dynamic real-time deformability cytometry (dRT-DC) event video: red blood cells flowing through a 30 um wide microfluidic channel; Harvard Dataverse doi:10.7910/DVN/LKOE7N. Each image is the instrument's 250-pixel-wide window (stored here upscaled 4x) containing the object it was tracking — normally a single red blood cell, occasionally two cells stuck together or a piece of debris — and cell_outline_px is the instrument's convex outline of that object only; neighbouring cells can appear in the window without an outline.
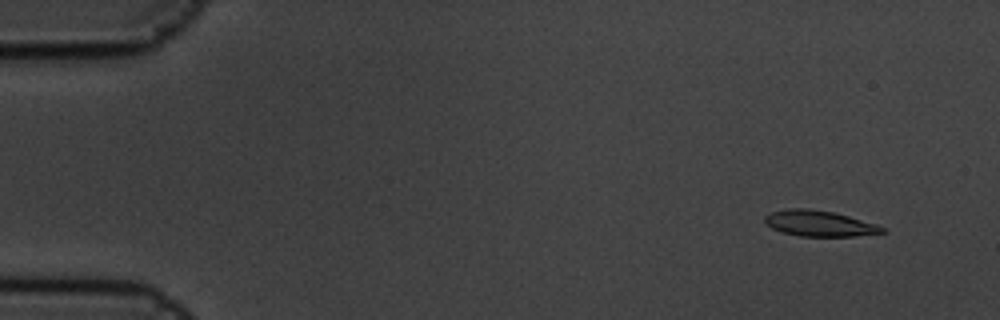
{"species": "common noctule bat (a hibernating species)", "species_latin": "Nyctalus noctula", "temperature_condition": "cold", "stored_images_in_passage": 6, "camera_frame_rate_fps": 3000, "um_per_image_px": 0.085, "animal": {"sex": "male", "body_mass_g": 19.5, "forearm_length_mm": 54.6}, "frame": {"image": 1, "passage_image": 1, "time_ms": 0.0, "image_size_px": [1000, 320], "cell_outline_px": [[888, 232], [856, 236], [800, 236], [784, 232], [772, 228], [764, 220], [764, 216], [772, 212], [788, 208], [808, 208], [832, 212], [848, 216], [876, 224], [884, 228]], "centroid_in_image_um": [69.66, 18.99], "position_along_channel_um": 15.3, "area_um2": 17.46}}
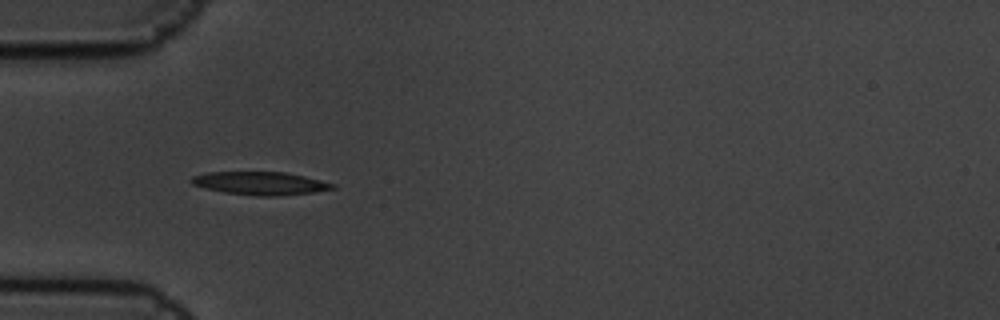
{"frame": {"image": 2, "passage_image": 5, "time_ms": 1.333, "image_size_px": [1000, 320], "cell_outline_px": [[336, 188], [312, 192], [280, 196], [256, 196], [224, 192], [204, 188], [192, 184], [188, 180], [192, 176], [208, 172], [284, 172], [304, 176], [336, 184]], "centroid_in_image_um": [22.1, 15.58], "position_along_channel_um": 62.9, "area_um2": 19.02}}
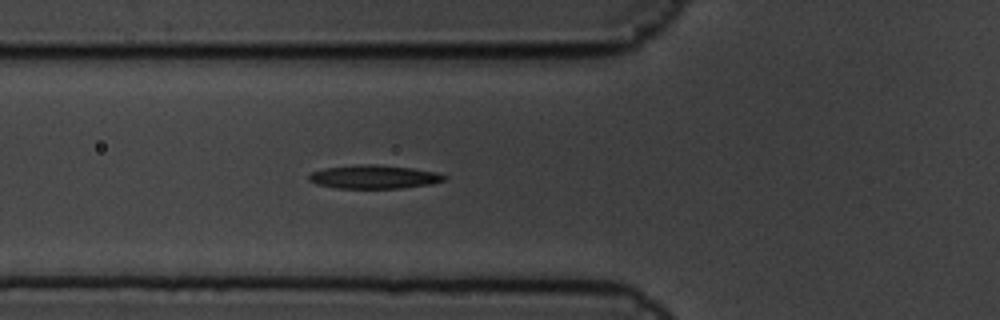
{"frame": {"image": 3, "passage_image": 6, "time_ms": 1.667, "image_size_px": [1000, 320], "cell_outline_px": [[448, 180], [432, 184], [400, 188], [336, 188], [316, 184], [308, 180], [308, 176], [312, 172], [324, 168], [360, 164], [376, 164], [412, 168], [436, 172], [448, 176]], "centroid_in_image_um": [31.82, 15.03], "position_along_channel_um": 94.0, "area_um2": 18.73}}